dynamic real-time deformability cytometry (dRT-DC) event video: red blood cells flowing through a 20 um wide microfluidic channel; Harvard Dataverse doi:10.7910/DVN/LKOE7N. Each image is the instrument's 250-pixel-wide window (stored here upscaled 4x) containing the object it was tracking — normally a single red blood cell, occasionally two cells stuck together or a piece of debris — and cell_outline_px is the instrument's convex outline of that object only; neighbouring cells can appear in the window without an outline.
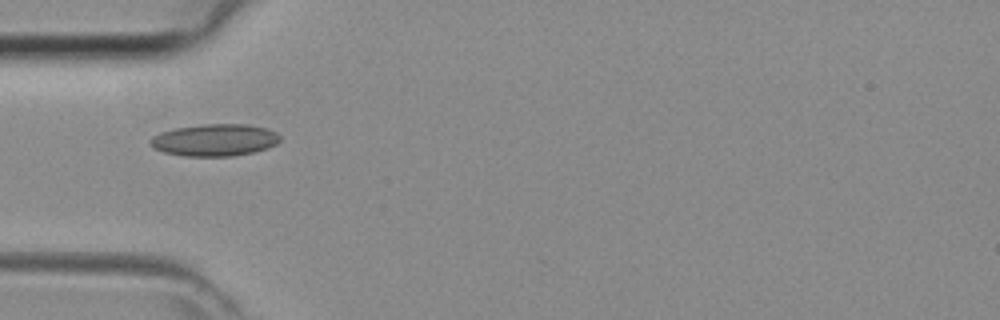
{"species": "common noctule bat (a hibernating species)", "species_latin": "Nyctalus noctula", "temperature_condition": "room temperature", "stored_images_in_passage": 15, "camera_frame_rate_fps": 3000, "um_per_image_px": 0.085, "animal": {"sex": "female", "body_mass_g": 29.2, "forearm_length_mm": 56.3}, "frame": {"image": 1, "passage_image": 1, "time_ms": 0.0, "image_size_px": [1000, 320], "cell_outline_px": [[280, 140], [276, 144], [268, 148], [252, 152], [232, 156], [184, 156], [164, 152], [156, 148], [148, 140], [152, 136], [160, 132], [176, 128], [204, 124], [248, 124], [268, 128], [276, 132], [280, 136]], "centroid_in_image_um": [18.28, 11.89], "position_along_channel_um": 66.7, "area_um2": 24.22}}
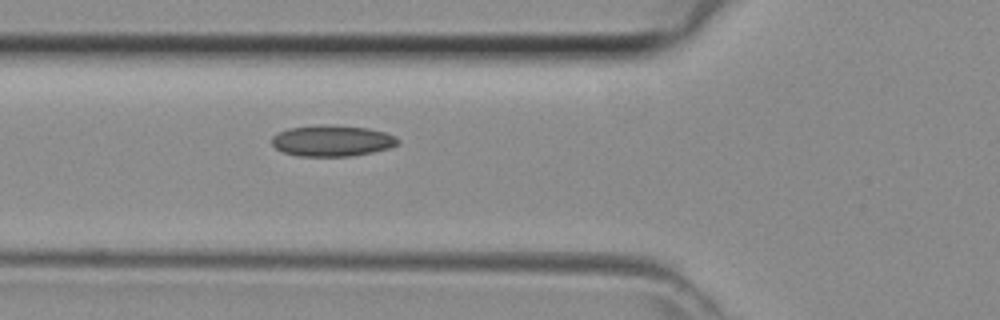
{"frame": {"image": 2, "passage_image": 3, "time_ms": 0.667, "image_size_px": [1000, 320], "cell_outline_px": [[400, 144], [388, 148], [372, 152], [352, 156], [296, 156], [284, 152], [276, 148], [272, 144], [272, 136], [288, 128], [320, 124], [328, 124], [368, 128], [384, 132], [396, 136], [400, 140]], "centroid_in_image_um": [28.24, 11.96], "position_along_channel_um": 97.6, "area_um2": 23.0}}